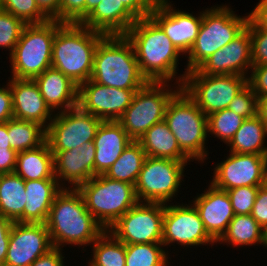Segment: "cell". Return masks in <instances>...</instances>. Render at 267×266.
I'll return each instance as SVG.
<instances>
[{
    "label": "cell",
    "instance_id": "d4e9b609",
    "mask_svg": "<svg viewBox=\"0 0 267 266\" xmlns=\"http://www.w3.org/2000/svg\"><path fill=\"white\" fill-rule=\"evenodd\" d=\"M137 20L119 0H102L81 24L105 35H125Z\"/></svg>",
    "mask_w": 267,
    "mask_h": 266
},
{
    "label": "cell",
    "instance_id": "30bf717a",
    "mask_svg": "<svg viewBox=\"0 0 267 266\" xmlns=\"http://www.w3.org/2000/svg\"><path fill=\"white\" fill-rule=\"evenodd\" d=\"M190 162L146 156L135 184L138 202H172L181 190V183L185 182V168Z\"/></svg>",
    "mask_w": 267,
    "mask_h": 266
},
{
    "label": "cell",
    "instance_id": "5b68a950",
    "mask_svg": "<svg viewBox=\"0 0 267 266\" xmlns=\"http://www.w3.org/2000/svg\"><path fill=\"white\" fill-rule=\"evenodd\" d=\"M164 121L192 162L203 164L208 160L207 116L182 88L168 102Z\"/></svg>",
    "mask_w": 267,
    "mask_h": 266
},
{
    "label": "cell",
    "instance_id": "e575fe53",
    "mask_svg": "<svg viewBox=\"0 0 267 266\" xmlns=\"http://www.w3.org/2000/svg\"><path fill=\"white\" fill-rule=\"evenodd\" d=\"M163 247L154 243L125 245L126 266H169L171 253Z\"/></svg>",
    "mask_w": 267,
    "mask_h": 266
},
{
    "label": "cell",
    "instance_id": "4316f807",
    "mask_svg": "<svg viewBox=\"0 0 267 266\" xmlns=\"http://www.w3.org/2000/svg\"><path fill=\"white\" fill-rule=\"evenodd\" d=\"M146 156L176 161H192L179 147L165 121L154 124L138 140Z\"/></svg>",
    "mask_w": 267,
    "mask_h": 266
},
{
    "label": "cell",
    "instance_id": "74e56055",
    "mask_svg": "<svg viewBox=\"0 0 267 266\" xmlns=\"http://www.w3.org/2000/svg\"><path fill=\"white\" fill-rule=\"evenodd\" d=\"M25 23L11 13L0 8V49L13 52L20 39Z\"/></svg>",
    "mask_w": 267,
    "mask_h": 266
},
{
    "label": "cell",
    "instance_id": "816d5d0a",
    "mask_svg": "<svg viewBox=\"0 0 267 266\" xmlns=\"http://www.w3.org/2000/svg\"><path fill=\"white\" fill-rule=\"evenodd\" d=\"M61 0H35L40 11L49 19L60 22Z\"/></svg>",
    "mask_w": 267,
    "mask_h": 266
},
{
    "label": "cell",
    "instance_id": "f907efd6",
    "mask_svg": "<svg viewBox=\"0 0 267 266\" xmlns=\"http://www.w3.org/2000/svg\"><path fill=\"white\" fill-rule=\"evenodd\" d=\"M17 152L11 147L0 148V174L13 173L16 165Z\"/></svg>",
    "mask_w": 267,
    "mask_h": 266
},
{
    "label": "cell",
    "instance_id": "8fae6325",
    "mask_svg": "<svg viewBox=\"0 0 267 266\" xmlns=\"http://www.w3.org/2000/svg\"><path fill=\"white\" fill-rule=\"evenodd\" d=\"M246 85V76L206 75L195 69L187 72L181 88L208 116L213 112L226 109Z\"/></svg>",
    "mask_w": 267,
    "mask_h": 266
},
{
    "label": "cell",
    "instance_id": "ac0fdd59",
    "mask_svg": "<svg viewBox=\"0 0 267 266\" xmlns=\"http://www.w3.org/2000/svg\"><path fill=\"white\" fill-rule=\"evenodd\" d=\"M52 248L45 223L14 222L4 266H30Z\"/></svg>",
    "mask_w": 267,
    "mask_h": 266
},
{
    "label": "cell",
    "instance_id": "db71d44e",
    "mask_svg": "<svg viewBox=\"0 0 267 266\" xmlns=\"http://www.w3.org/2000/svg\"><path fill=\"white\" fill-rule=\"evenodd\" d=\"M1 147H11L7 131V122L0 123V148Z\"/></svg>",
    "mask_w": 267,
    "mask_h": 266
},
{
    "label": "cell",
    "instance_id": "9a60e30c",
    "mask_svg": "<svg viewBox=\"0 0 267 266\" xmlns=\"http://www.w3.org/2000/svg\"><path fill=\"white\" fill-rule=\"evenodd\" d=\"M213 165V178L209 183L218 189L226 191L265 184L267 155L229 152L226 159Z\"/></svg>",
    "mask_w": 267,
    "mask_h": 266
},
{
    "label": "cell",
    "instance_id": "8992f818",
    "mask_svg": "<svg viewBox=\"0 0 267 266\" xmlns=\"http://www.w3.org/2000/svg\"><path fill=\"white\" fill-rule=\"evenodd\" d=\"M230 4L213 5L203 9L202 24L196 41L185 56V73L197 69L213 53L222 49L247 26L249 15L238 16Z\"/></svg>",
    "mask_w": 267,
    "mask_h": 266
},
{
    "label": "cell",
    "instance_id": "3957f363",
    "mask_svg": "<svg viewBox=\"0 0 267 266\" xmlns=\"http://www.w3.org/2000/svg\"><path fill=\"white\" fill-rule=\"evenodd\" d=\"M105 34L81 23H63L52 44L51 67L78 86L91 78L97 45Z\"/></svg>",
    "mask_w": 267,
    "mask_h": 266
},
{
    "label": "cell",
    "instance_id": "83f0119b",
    "mask_svg": "<svg viewBox=\"0 0 267 266\" xmlns=\"http://www.w3.org/2000/svg\"><path fill=\"white\" fill-rule=\"evenodd\" d=\"M14 173L25 180L56 179L54 155L47 141L35 149L17 152Z\"/></svg>",
    "mask_w": 267,
    "mask_h": 266
},
{
    "label": "cell",
    "instance_id": "4dcf8cb0",
    "mask_svg": "<svg viewBox=\"0 0 267 266\" xmlns=\"http://www.w3.org/2000/svg\"><path fill=\"white\" fill-rule=\"evenodd\" d=\"M234 247H249L252 245L263 246L264 243V229L257 223V221L248 215H234L228 224L226 232L216 242Z\"/></svg>",
    "mask_w": 267,
    "mask_h": 266
},
{
    "label": "cell",
    "instance_id": "2e32d148",
    "mask_svg": "<svg viewBox=\"0 0 267 266\" xmlns=\"http://www.w3.org/2000/svg\"><path fill=\"white\" fill-rule=\"evenodd\" d=\"M139 89L104 86L89 79L78 86V107L102 121H118Z\"/></svg>",
    "mask_w": 267,
    "mask_h": 266
},
{
    "label": "cell",
    "instance_id": "f6af8a7d",
    "mask_svg": "<svg viewBox=\"0 0 267 266\" xmlns=\"http://www.w3.org/2000/svg\"><path fill=\"white\" fill-rule=\"evenodd\" d=\"M138 19L150 16L151 12L160 3V0H119Z\"/></svg>",
    "mask_w": 267,
    "mask_h": 266
},
{
    "label": "cell",
    "instance_id": "277c9868",
    "mask_svg": "<svg viewBox=\"0 0 267 266\" xmlns=\"http://www.w3.org/2000/svg\"><path fill=\"white\" fill-rule=\"evenodd\" d=\"M90 79L120 89H140L148 82L141 74L134 47L125 35H105L100 40Z\"/></svg>",
    "mask_w": 267,
    "mask_h": 266
},
{
    "label": "cell",
    "instance_id": "ffe728a7",
    "mask_svg": "<svg viewBox=\"0 0 267 266\" xmlns=\"http://www.w3.org/2000/svg\"><path fill=\"white\" fill-rule=\"evenodd\" d=\"M51 152L54 155V176L62 188L77 189L94 177V141L84 142L71 150Z\"/></svg>",
    "mask_w": 267,
    "mask_h": 266
},
{
    "label": "cell",
    "instance_id": "9c48e42d",
    "mask_svg": "<svg viewBox=\"0 0 267 266\" xmlns=\"http://www.w3.org/2000/svg\"><path fill=\"white\" fill-rule=\"evenodd\" d=\"M180 89L175 83L148 81L136 91L118 122L132 140L138 141L154 124L164 121L168 102Z\"/></svg>",
    "mask_w": 267,
    "mask_h": 266
},
{
    "label": "cell",
    "instance_id": "ab89813d",
    "mask_svg": "<svg viewBox=\"0 0 267 266\" xmlns=\"http://www.w3.org/2000/svg\"><path fill=\"white\" fill-rule=\"evenodd\" d=\"M244 119H249L257 115L258 98L247 84L230 102L227 107Z\"/></svg>",
    "mask_w": 267,
    "mask_h": 266
},
{
    "label": "cell",
    "instance_id": "e0dca14e",
    "mask_svg": "<svg viewBox=\"0 0 267 266\" xmlns=\"http://www.w3.org/2000/svg\"><path fill=\"white\" fill-rule=\"evenodd\" d=\"M198 14V15H197ZM193 14L178 10L170 0H160L150 17L161 27L174 46L187 56L193 47L202 24L203 10Z\"/></svg>",
    "mask_w": 267,
    "mask_h": 266
},
{
    "label": "cell",
    "instance_id": "44dd1931",
    "mask_svg": "<svg viewBox=\"0 0 267 266\" xmlns=\"http://www.w3.org/2000/svg\"><path fill=\"white\" fill-rule=\"evenodd\" d=\"M204 193H197L191 202L197 209L208 234L217 242L226 232L235 213L225 190L211 183Z\"/></svg>",
    "mask_w": 267,
    "mask_h": 266
},
{
    "label": "cell",
    "instance_id": "d590c367",
    "mask_svg": "<svg viewBox=\"0 0 267 266\" xmlns=\"http://www.w3.org/2000/svg\"><path fill=\"white\" fill-rule=\"evenodd\" d=\"M244 120L228 108L213 112L207 116L208 137L210 138V135L217 137L227 145Z\"/></svg>",
    "mask_w": 267,
    "mask_h": 266
},
{
    "label": "cell",
    "instance_id": "7bdbcfd3",
    "mask_svg": "<svg viewBox=\"0 0 267 266\" xmlns=\"http://www.w3.org/2000/svg\"><path fill=\"white\" fill-rule=\"evenodd\" d=\"M247 84L257 98L267 94V65L252 66L247 77Z\"/></svg>",
    "mask_w": 267,
    "mask_h": 266
},
{
    "label": "cell",
    "instance_id": "603a6c76",
    "mask_svg": "<svg viewBox=\"0 0 267 266\" xmlns=\"http://www.w3.org/2000/svg\"><path fill=\"white\" fill-rule=\"evenodd\" d=\"M132 141L118 121H102L94 138V176L105 174Z\"/></svg>",
    "mask_w": 267,
    "mask_h": 266
},
{
    "label": "cell",
    "instance_id": "d6a6232c",
    "mask_svg": "<svg viewBox=\"0 0 267 266\" xmlns=\"http://www.w3.org/2000/svg\"><path fill=\"white\" fill-rule=\"evenodd\" d=\"M7 131L16 152L35 149L46 141V129L36 122L12 118L7 121Z\"/></svg>",
    "mask_w": 267,
    "mask_h": 266
},
{
    "label": "cell",
    "instance_id": "60d3db41",
    "mask_svg": "<svg viewBox=\"0 0 267 266\" xmlns=\"http://www.w3.org/2000/svg\"><path fill=\"white\" fill-rule=\"evenodd\" d=\"M247 26L251 35L253 66L267 65V30L256 27L250 20Z\"/></svg>",
    "mask_w": 267,
    "mask_h": 266
},
{
    "label": "cell",
    "instance_id": "11a10c76",
    "mask_svg": "<svg viewBox=\"0 0 267 266\" xmlns=\"http://www.w3.org/2000/svg\"><path fill=\"white\" fill-rule=\"evenodd\" d=\"M102 0H86L85 18L97 7Z\"/></svg>",
    "mask_w": 267,
    "mask_h": 266
},
{
    "label": "cell",
    "instance_id": "b9f144b4",
    "mask_svg": "<svg viewBox=\"0 0 267 266\" xmlns=\"http://www.w3.org/2000/svg\"><path fill=\"white\" fill-rule=\"evenodd\" d=\"M86 0H61L60 22L81 23L85 19Z\"/></svg>",
    "mask_w": 267,
    "mask_h": 266
},
{
    "label": "cell",
    "instance_id": "7a4b0ae2",
    "mask_svg": "<svg viewBox=\"0 0 267 266\" xmlns=\"http://www.w3.org/2000/svg\"><path fill=\"white\" fill-rule=\"evenodd\" d=\"M52 246H91L105 231L87 210L77 189L63 188L55 197L46 220ZM86 246V247H84Z\"/></svg>",
    "mask_w": 267,
    "mask_h": 266
},
{
    "label": "cell",
    "instance_id": "f1b7e54d",
    "mask_svg": "<svg viewBox=\"0 0 267 266\" xmlns=\"http://www.w3.org/2000/svg\"><path fill=\"white\" fill-rule=\"evenodd\" d=\"M266 137L267 127L256 115L243 121L227 147L232 153L267 155Z\"/></svg>",
    "mask_w": 267,
    "mask_h": 266
},
{
    "label": "cell",
    "instance_id": "5bb4252c",
    "mask_svg": "<svg viewBox=\"0 0 267 266\" xmlns=\"http://www.w3.org/2000/svg\"><path fill=\"white\" fill-rule=\"evenodd\" d=\"M101 123V119L84 112L78 106L58 112L46 129V141L51 151L71 150L84 142L94 141Z\"/></svg>",
    "mask_w": 267,
    "mask_h": 266
},
{
    "label": "cell",
    "instance_id": "7dc6e473",
    "mask_svg": "<svg viewBox=\"0 0 267 266\" xmlns=\"http://www.w3.org/2000/svg\"><path fill=\"white\" fill-rule=\"evenodd\" d=\"M14 221L0 214V266H4Z\"/></svg>",
    "mask_w": 267,
    "mask_h": 266
},
{
    "label": "cell",
    "instance_id": "7c38bea8",
    "mask_svg": "<svg viewBox=\"0 0 267 266\" xmlns=\"http://www.w3.org/2000/svg\"><path fill=\"white\" fill-rule=\"evenodd\" d=\"M165 204L137 202L108 230L125 245L162 244Z\"/></svg>",
    "mask_w": 267,
    "mask_h": 266
},
{
    "label": "cell",
    "instance_id": "ba28073f",
    "mask_svg": "<svg viewBox=\"0 0 267 266\" xmlns=\"http://www.w3.org/2000/svg\"><path fill=\"white\" fill-rule=\"evenodd\" d=\"M77 190L82 195L87 210L104 230H109L138 202L134 185L110 179L104 174L92 177Z\"/></svg>",
    "mask_w": 267,
    "mask_h": 266
},
{
    "label": "cell",
    "instance_id": "9f6ffc18",
    "mask_svg": "<svg viewBox=\"0 0 267 266\" xmlns=\"http://www.w3.org/2000/svg\"><path fill=\"white\" fill-rule=\"evenodd\" d=\"M267 248V228L264 230V243H263V248Z\"/></svg>",
    "mask_w": 267,
    "mask_h": 266
},
{
    "label": "cell",
    "instance_id": "1f68e13d",
    "mask_svg": "<svg viewBox=\"0 0 267 266\" xmlns=\"http://www.w3.org/2000/svg\"><path fill=\"white\" fill-rule=\"evenodd\" d=\"M146 154L138 141H132L104 174L106 177L135 186Z\"/></svg>",
    "mask_w": 267,
    "mask_h": 266
},
{
    "label": "cell",
    "instance_id": "bcb514c9",
    "mask_svg": "<svg viewBox=\"0 0 267 266\" xmlns=\"http://www.w3.org/2000/svg\"><path fill=\"white\" fill-rule=\"evenodd\" d=\"M13 118V101L10 84L0 85V123Z\"/></svg>",
    "mask_w": 267,
    "mask_h": 266
},
{
    "label": "cell",
    "instance_id": "681fc988",
    "mask_svg": "<svg viewBox=\"0 0 267 266\" xmlns=\"http://www.w3.org/2000/svg\"><path fill=\"white\" fill-rule=\"evenodd\" d=\"M249 20L258 28L267 30V0H259L256 6L247 13Z\"/></svg>",
    "mask_w": 267,
    "mask_h": 266
},
{
    "label": "cell",
    "instance_id": "8d00e7d4",
    "mask_svg": "<svg viewBox=\"0 0 267 266\" xmlns=\"http://www.w3.org/2000/svg\"><path fill=\"white\" fill-rule=\"evenodd\" d=\"M0 8L25 24H40L49 19L40 11L35 0H0Z\"/></svg>",
    "mask_w": 267,
    "mask_h": 266
},
{
    "label": "cell",
    "instance_id": "7402d4cb",
    "mask_svg": "<svg viewBox=\"0 0 267 266\" xmlns=\"http://www.w3.org/2000/svg\"><path fill=\"white\" fill-rule=\"evenodd\" d=\"M13 101V118L32 121L45 129L55 113L46 104L34 79L9 78Z\"/></svg>",
    "mask_w": 267,
    "mask_h": 266
},
{
    "label": "cell",
    "instance_id": "f35d334b",
    "mask_svg": "<svg viewBox=\"0 0 267 266\" xmlns=\"http://www.w3.org/2000/svg\"><path fill=\"white\" fill-rule=\"evenodd\" d=\"M259 187L242 186L226 190L235 215L251 214Z\"/></svg>",
    "mask_w": 267,
    "mask_h": 266
},
{
    "label": "cell",
    "instance_id": "4fadbf2b",
    "mask_svg": "<svg viewBox=\"0 0 267 266\" xmlns=\"http://www.w3.org/2000/svg\"><path fill=\"white\" fill-rule=\"evenodd\" d=\"M174 203L165 204L162 236L164 248H176L175 243L185 250L187 247L214 246L216 241L206 231L195 206L191 202Z\"/></svg>",
    "mask_w": 267,
    "mask_h": 266
},
{
    "label": "cell",
    "instance_id": "f546056e",
    "mask_svg": "<svg viewBox=\"0 0 267 266\" xmlns=\"http://www.w3.org/2000/svg\"><path fill=\"white\" fill-rule=\"evenodd\" d=\"M25 181L16 173L0 174V214L14 222L23 223L27 200Z\"/></svg>",
    "mask_w": 267,
    "mask_h": 266
},
{
    "label": "cell",
    "instance_id": "ee69618b",
    "mask_svg": "<svg viewBox=\"0 0 267 266\" xmlns=\"http://www.w3.org/2000/svg\"><path fill=\"white\" fill-rule=\"evenodd\" d=\"M251 216L265 230L267 228V186L259 187Z\"/></svg>",
    "mask_w": 267,
    "mask_h": 266
},
{
    "label": "cell",
    "instance_id": "cb8c5ba5",
    "mask_svg": "<svg viewBox=\"0 0 267 266\" xmlns=\"http://www.w3.org/2000/svg\"><path fill=\"white\" fill-rule=\"evenodd\" d=\"M46 104L54 112H63L78 105V85L60 70L49 67L34 78Z\"/></svg>",
    "mask_w": 267,
    "mask_h": 266
},
{
    "label": "cell",
    "instance_id": "c3c4849f",
    "mask_svg": "<svg viewBox=\"0 0 267 266\" xmlns=\"http://www.w3.org/2000/svg\"><path fill=\"white\" fill-rule=\"evenodd\" d=\"M63 249L53 247L46 254L36 259L30 266H66Z\"/></svg>",
    "mask_w": 267,
    "mask_h": 266
},
{
    "label": "cell",
    "instance_id": "52a82bcc",
    "mask_svg": "<svg viewBox=\"0 0 267 266\" xmlns=\"http://www.w3.org/2000/svg\"><path fill=\"white\" fill-rule=\"evenodd\" d=\"M62 24L57 20H48L25 25L19 41L9 55L10 77L34 79L51 67L53 40Z\"/></svg>",
    "mask_w": 267,
    "mask_h": 266
},
{
    "label": "cell",
    "instance_id": "f5cc1de1",
    "mask_svg": "<svg viewBox=\"0 0 267 266\" xmlns=\"http://www.w3.org/2000/svg\"><path fill=\"white\" fill-rule=\"evenodd\" d=\"M257 115L262 119V122L267 127V94L258 97Z\"/></svg>",
    "mask_w": 267,
    "mask_h": 266
},
{
    "label": "cell",
    "instance_id": "d6986e66",
    "mask_svg": "<svg viewBox=\"0 0 267 266\" xmlns=\"http://www.w3.org/2000/svg\"><path fill=\"white\" fill-rule=\"evenodd\" d=\"M251 35L249 27L222 49L213 53L197 69L206 75H242L248 77L252 68Z\"/></svg>",
    "mask_w": 267,
    "mask_h": 266
},
{
    "label": "cell",
    "instance_id": "836d02e7",
    "mask_svg": "<svg viewBox=\"0 0 267 266\" xmlns=\"http://www.w3.org/2000/svg\"><path fill=\"white\" fill-rule=\"evenodd\" d=\"M90 247L92 258L86 263L91 266H126L125 244L110 231L105 230Z\"/></svg>",
    "mask_w": 267,
    "mask_h": 266
},
{
    "label": "cell",
    "instance_id": "6f0895ef",
    "mask_svg": "<svg viewBox=\"0 0 267 266\" xmlns=\"http://www.w3.org/2000/svg\"><path fill=\"white\" fill-rule=\"evenodd\" d=\"M265 185L267 186V169H266Z\"/></svg>",
    "mask_w": 267,
    "mask_h": 266
},
{
    "label": "cell",
    "instance_id": "484cf974",
    "mask_svg": "<svg viewBox=\"0 0 267 266\" xmlns=\"http://www.w3.org/2000/svg\"><path fill=\"white\" fill-rule=\"evenodd\" d=\"M27 196L23 223H46L56 195L63 189L57 179L25 180Z\"/></svg>",
    "mask_w": 267,
    "mask_h": 266
},
{
    "label": "cell",
    "instance_id": "6da1fadb",
    "mask_svg": "<svg viewBox=\"0 0 267 266\" xmlns=\"http://www.w3.org/2000/svg\"><path fill=\"white\" fill-rule=\"evenodd\" d=\"M125 36L132 43L141 74L151 82H173L182 87L186 74H178L183 55L150 17L138 19Z\"/></svg>",
    "mask_w": 267,
    "mask_h": 266
}]
</instances>
